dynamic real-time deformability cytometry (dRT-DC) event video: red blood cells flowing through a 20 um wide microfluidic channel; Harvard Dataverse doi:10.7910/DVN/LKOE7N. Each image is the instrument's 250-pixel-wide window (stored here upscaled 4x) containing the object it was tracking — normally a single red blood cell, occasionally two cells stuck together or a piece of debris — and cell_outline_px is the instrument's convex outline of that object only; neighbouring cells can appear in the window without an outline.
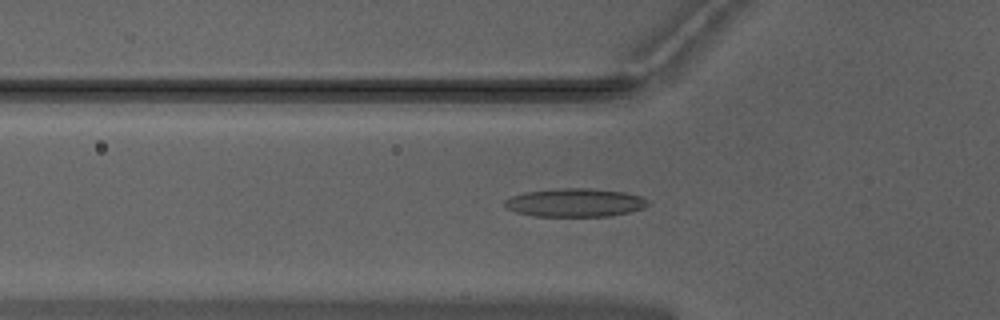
{"species": "Egyptian fruit bat (a non-hibernating species)", "species_latin": "Rousettus aegyptiacus", "temperature_condition": "warm", "stored_images_in_passage": 51, "camera_frame_rate_fps": 3000, "um_per_image_px": 0.085, "animal": {"sex": "male"}, "frame": {"image": 1, "passage_image": 18, "time_ms": 5.667, "image_size_px": [1000, 320], "cell_outline_px": [[648, 204], [644, 208], [628, 212], [608, 216], [532, 216], [516, 212], [508, 208], [504, 204], [504, 200], [512, 196], [524, 192], [556, 188], [588, 188], [624, 192], [640, 196], [648, 200]], "centroid_in_image_um": [48.86, 17.22], "position_along_channel_um": 76.9, "area_um2": 23.64}}
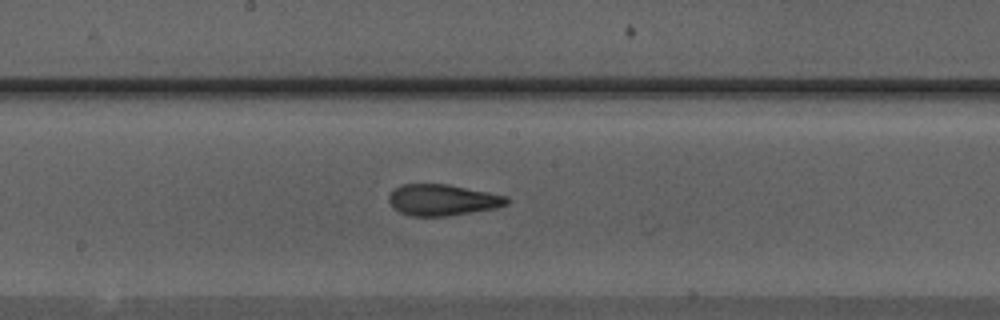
{"frame": {"image": 2, "passage_image": 28, "time_ms": 9.0, "image_size_px": [1000, 320], "cell_outline_px": [[512, 200], [508, 204], [496, 208], [448, 216], [412, 216], [400, 212], [392, 208], [388, 200], [388, 196], [400, 184], [448, 184], [508, 196]], "centroid_in_image_um": [37.63, 17.0], "position_along_channel_um": 210.6, "area_um2": 21.62}}
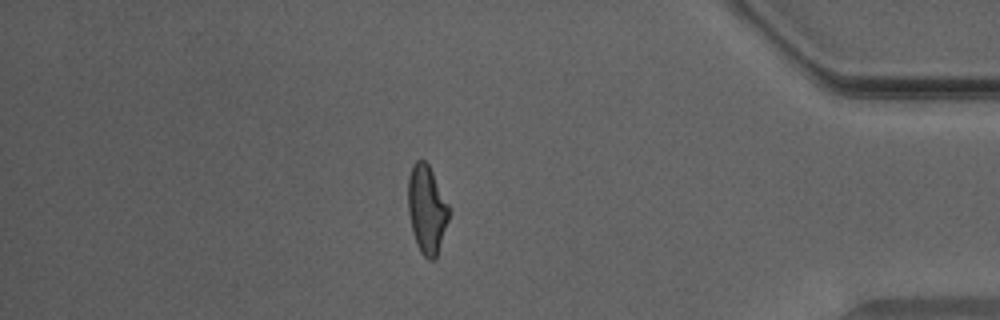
{"frame": {"image": 3, "passage_image": 45, "time_ms": 14.667, "image_size_px": [1000, 320], "cell_outline_px": [[452, 208], [436, 260], [428, 260], [420, 252], [416, 244], [412, 232], [408, 212], [408, 176], [412, 164], [416, 160], [424, 160], [428, 164]], "centroid_in_image_um": [36.29, 17.81], "position_along_channel_um": 398.9, "area_um2": 21.56}, "authors_computed_cell_mechanics": {"area_um2": 21.675, "velocity_mm_per_s": 3.9848, "shape_relaxation_time_tau1_ms": 6.6001, "shape_relaxation_time_tau2_ms": 1.5624, "deformation_change_tau1": 0.2047, "deformation_change_tau2": 0.1064}}